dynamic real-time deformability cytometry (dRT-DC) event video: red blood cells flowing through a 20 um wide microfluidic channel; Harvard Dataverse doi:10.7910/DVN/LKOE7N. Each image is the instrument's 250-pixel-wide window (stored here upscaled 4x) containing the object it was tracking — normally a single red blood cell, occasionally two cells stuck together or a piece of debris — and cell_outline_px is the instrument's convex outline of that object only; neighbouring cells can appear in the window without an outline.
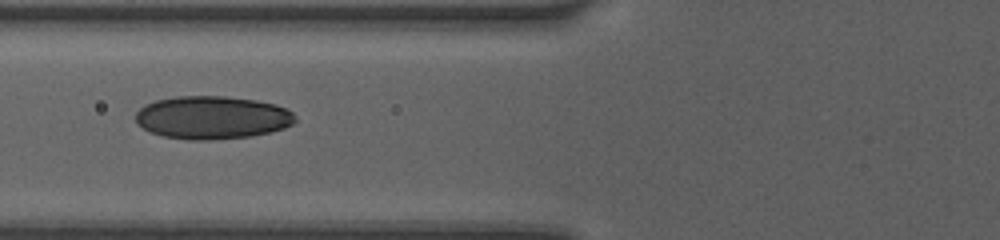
{"species": "human", "species_latin": "Homo sapiens", "temperature_condition": "room temperature", "stored_images_in_passage": 8, "camera_frame_rate_fps": 3000, "um_per_image_px": 0.085, "donor": {"sex": "female"}, "frame": {"image": 1, "passage_image": 5, "time_ms": 2.667, "image_size_px": [1000, 240], "cell_outline_px": [[296, 120], [292, 124], [284, 128], [252, 136], [208, 140], [188, 140], [164, 136], [152, 132], [136, 124], [136, 112], [140, 108], [156, 100], [176, 96], [224, 96], [256, 100], [276, 104], [292, 112], [296, 116]], "centroid_in_image_um": [18.04, 9.99], "position_along_channel_um": 107.8, "area_um2": 39.94}}
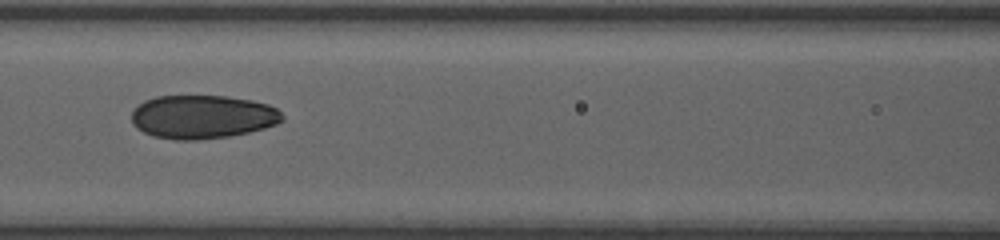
{"frame": {"image": 2, "passage_image": 7, "time_ms": 3.667, "image_size_px": [1000, 240], "cell_outline_px": [[284, 120], [276, 124], [264, 128], [248, 132], [228, 136], [196, 140], [176, 140], [152, 136], [136, 128], [132, 124], [132, 112], [144, 100], [156, 96], [228, 96], [252, 100], [268, 104], [276, 108], [284, 116]], "centroid_in_image_um": [17.21, 9.93], "position_along_channel_um": 149.4, "area_um2": 38.32}}